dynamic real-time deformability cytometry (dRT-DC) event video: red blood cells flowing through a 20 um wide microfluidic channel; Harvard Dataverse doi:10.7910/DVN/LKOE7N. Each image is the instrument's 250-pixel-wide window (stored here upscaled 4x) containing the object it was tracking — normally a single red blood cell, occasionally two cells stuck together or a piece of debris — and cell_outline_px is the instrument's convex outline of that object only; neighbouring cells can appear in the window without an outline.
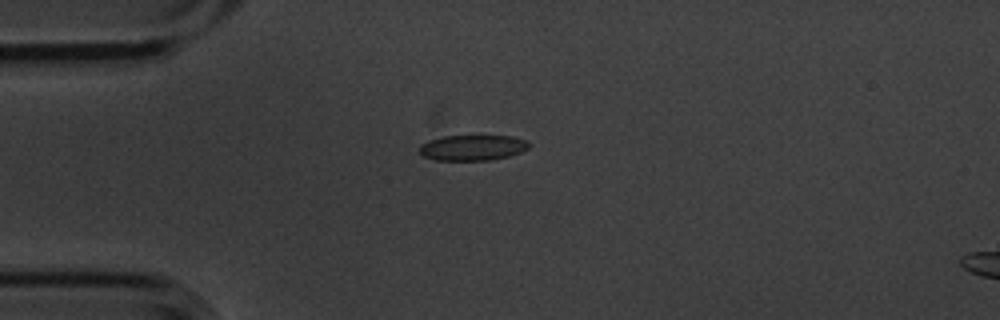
{"species": "common noctule bat (a hibernating species)", "species_latin": "Nyctalus noctula", "temperature_condition": "cold", "stored_images_in_passage": 3, "camera_frame_rate_fps": 3000, "um_per_image_px": 0.085, "animal": {"sex": "male", "body_mass_g": 20.1, "forearm_length_mm": 53.5}, "frame": {"image": 1, "passage_image": 1, "time_ms": 0.0, "image_size_px": [1000, 320], "cell_outline_px": [[528, 148], [520, 152], [508, 156], [488, 160], [436, 160], [424, 156], [420, 152], [420, 144], [428, 140], [444, 136], [512, 136], [528, 140]], "centroid_in_image_um": [40.16, 12.54], "position_along_channel_um": 44.8, "area_um2": 16.18}}
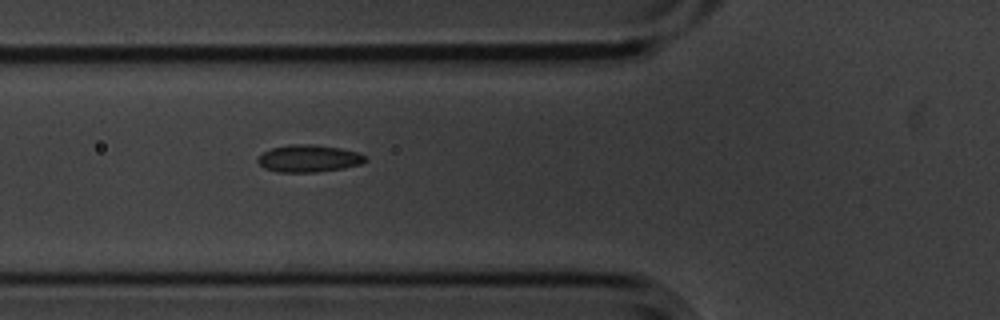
{"frame": {"image": 2, "passage_image": 3, "time_ms": 0.667, "image_size_px": [1000, 320], "cell_outline_px": [[368, 160], [360, 164], [344, 168], [316, 172], [276, 172], [264, 168], [256, 160], [264, 152], [272, 148], [288, 144], [312, 144], [340, 148], [360, 152], [368, 156]], "centroid_in_image_um": [26.28, 13.47], "position_along_channel_um": 99.5, "area_um2": 17.22}}